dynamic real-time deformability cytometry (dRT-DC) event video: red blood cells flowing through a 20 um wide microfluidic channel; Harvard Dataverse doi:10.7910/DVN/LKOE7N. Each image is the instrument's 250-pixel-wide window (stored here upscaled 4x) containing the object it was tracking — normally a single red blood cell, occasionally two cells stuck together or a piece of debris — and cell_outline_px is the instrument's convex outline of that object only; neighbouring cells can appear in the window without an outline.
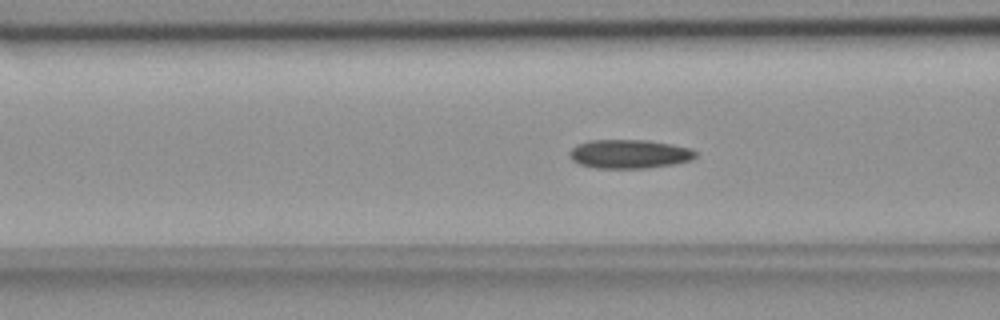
{"species": "common noctule bat (a hibernating species)", "species_latin": "Nyctalus noctula", "temperature_condition": "room temperature", "stored_images_in_passage": 47, "camera_frame_rate_fps": 3000, "um_per_image_px": 0.085, "animal": {"sex": "female", "body_mass_g": 18.4}, "frame": {"image": 1, "passage_image": 13, "time_ms": 4.0, "image_size_px": [1000, 320], "cell_outline_px": [[696, 156], [692, 160], [676, 164], [644, 168], [596, 168], [580, 164], [572, 160], [568, 156], [568, 152], [576, 144], [588, 140], [648, 140], [672, 144], [692, 148], [696, 152]], "centroid_in_image_um": [53.49, 13.08], "position_along_channel_um": 113.1, "area_um2": 21.44}}
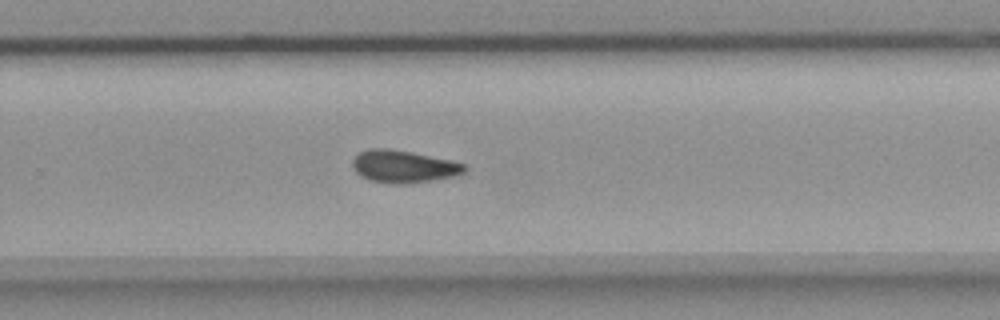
{"frame": {"image": 2, "passage_image": 28, "time_ms": 9.0, "image_size_px": [1000, 320], "cell_outline_px": [[468, 168], [464, 172], [452, 176], [408, 184], [396, 184], [368, 180], [360, 176], [356, 172], [352, 164], [352, 160], [360, 152], [368, 148], [388, 148], [412, 152], [448, 160], [464, 164]], "centroid_in_image_um": [34.25, 14.15], "position_along_channel_um": 295.6, "area_um2": 20.98}}
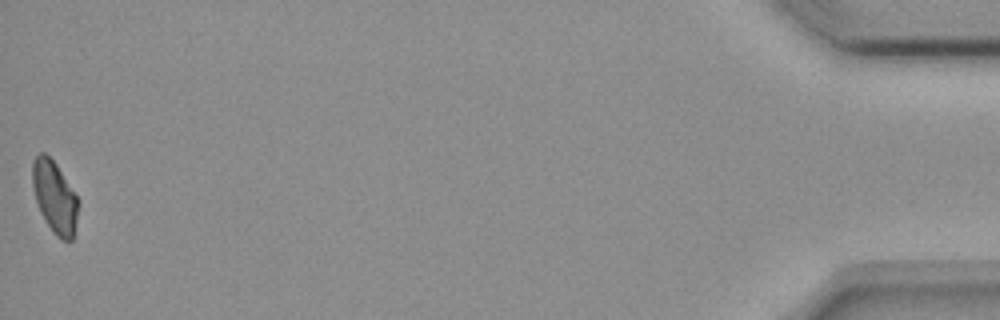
{"frame": {"image": 3, "passage_image": 47, "time_ms": 15.333, "image_size_px": [1000, 320], "cell_outline_px": [[76, 220], [72, 240], [60, 240], [52, 232], [40, 212], [36, 200], [32, 184], [32, 160], [40, 152], [44, 152], [56, 164], [76, 196]], "centroid_in_image_um": [4.59, 16.74], "position_along_channel_um": 430.6, "area_um2": 18.73}, "authors_computed_cell_mechanics": {"area_um2": 20.4034, "velocity_mm_per_s": 3.6597, "shape_relaxation_time_tau1_ms": 7.1005, "shape_relaxation_time_tau2_ms": 5.0703, "deformation_change_tau1": 0.1535, "deformation_change_tau2": 0.1162}}